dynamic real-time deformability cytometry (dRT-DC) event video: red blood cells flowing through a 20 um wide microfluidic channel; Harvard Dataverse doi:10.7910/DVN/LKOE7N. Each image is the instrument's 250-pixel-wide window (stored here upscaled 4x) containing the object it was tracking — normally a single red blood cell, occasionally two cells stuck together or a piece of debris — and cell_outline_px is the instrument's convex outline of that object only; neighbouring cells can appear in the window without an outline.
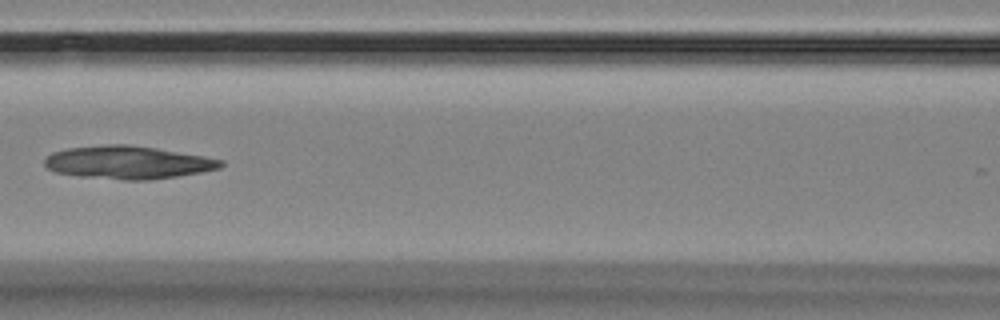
{"species": "Egyptian fruit bat (a non-hibernating species)", "species_latin": "Rousettus aegyptiacus", "temperature_condition": "room temperature", "stored_images_in_passage": 10, "camera_frame_rate_fps": 3000, "um_per_image_px": 0.085, "animal": {"sex": "female"}, "frame": {"image": 1, "passage_image": 7, "time_ms": 7.0, "image_size_px": [1000, 320], "cell_outline_px": [[224, 164], [220, 168], [200, 172], [176, 176], [148, 180], [124, 180], [80, 176], [56, 172], [48, 168], [44, 164], [44, 160], [52, 152], [68, 148], [104, 144], [128, 144], [156, 148], [204, 156], [224, 160]], "centroid_in_image_um": [10.87, 13.8], "position_along_channel_um": 155.7, "area_um2": 33.76}}
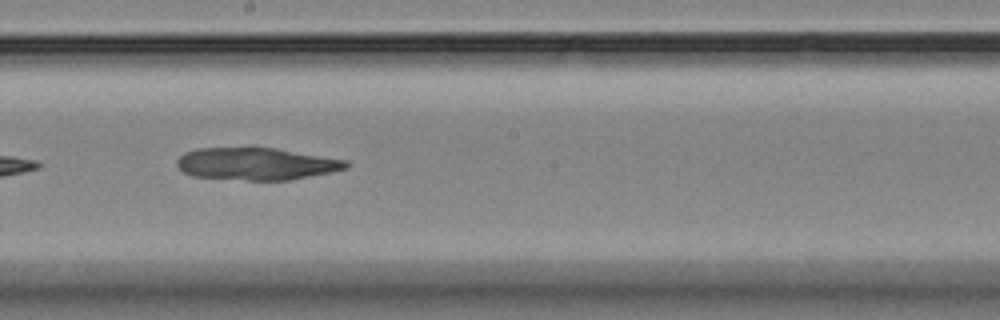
{"frame": {"image": 2, "passage_image": 9, "time_ms": 9.0, "image_size_px": [1000, 320], "cell_outline_px": [[348, 168], [332, 172], [288, 180], [248, 180], [192, 176], [184, 172], [176, 164], [176, 160], [184, 152], [196, 148], [276, 148], [348, 160]], "centroid_in_image_um": [21.79, 13.92], "position_along_channel_um": 226.4, "area_um2": 31.73}}
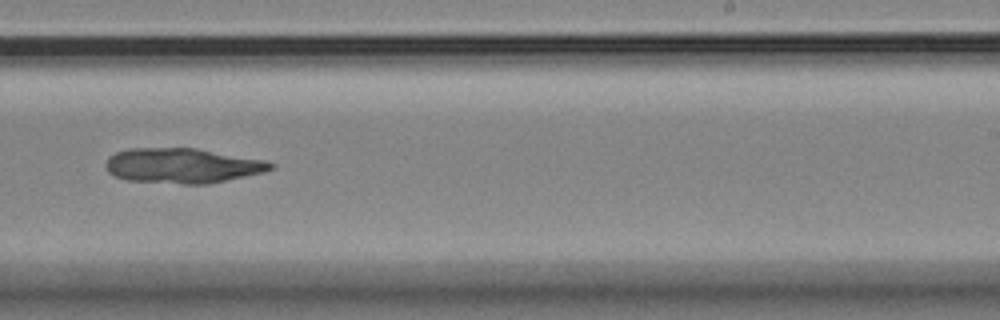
{"frame": {"image": 3, "passage_image": 10, "time_ms": 10.333, "image_size_px": [1000, 320], "cell_outline_px": [[276, 164], [272, 168], [264, 172], [208, 184], [180, 184], [128, 180], [116, 176], [108, 172], [104, 164], [108, 156], [116, 152], [128, 148], [196, 148], [264, 160]], "centroid_in_image_um": [15.47, 14.08], "position_along_channel_um": 273.5, "area_um2": 33.64}}